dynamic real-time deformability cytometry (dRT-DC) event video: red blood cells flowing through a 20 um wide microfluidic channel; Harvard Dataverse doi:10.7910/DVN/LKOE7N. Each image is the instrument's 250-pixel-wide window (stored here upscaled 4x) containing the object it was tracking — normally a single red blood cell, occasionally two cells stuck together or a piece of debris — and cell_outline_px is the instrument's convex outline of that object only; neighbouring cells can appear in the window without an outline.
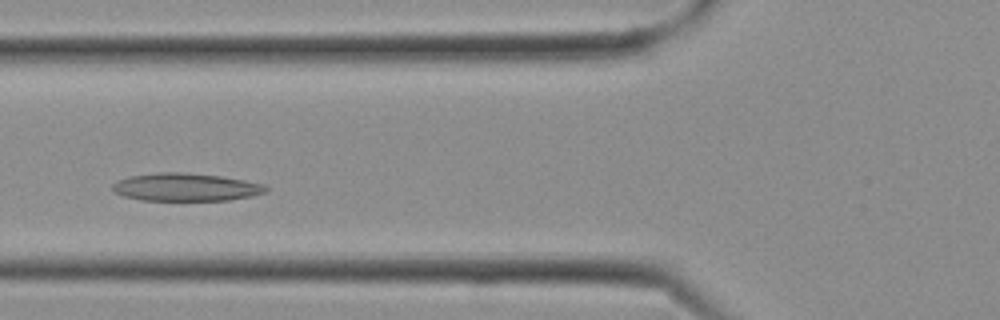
{"species": "Egyptian fruit bat (a non-hibernating species)", "species_latin": "Rousettus aegyptiacus", "temperature_condition": "cold", "stored_images_in_passage": 10, "camera_frame_rate_fps": 3000, "um_per_image_px": 0.085, "frame": {"image": 1, "passage_image": 7, "time_ms": 2.0, "image_size_px": [1000, 320], "cell_outline_px": [[268, 192], [252, 196], [228, 200], [140, 200], [124, 196], [112, 192], [112, 184], [116, 180], [128, 176], [156, 172], [184, 172], [220, 176], [244, 180], [264, 184], [268, 188]], "centroid_in_image_um": [15.76, 15.9], "position_along_channel_um": 110.0, "area_um2": 25.14}}
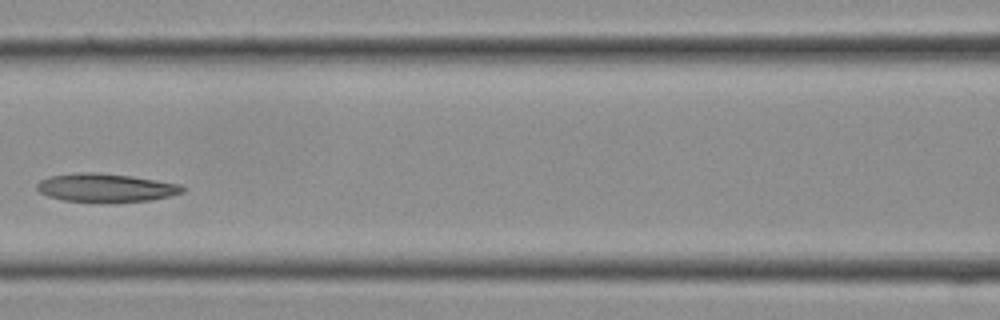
{"frame": {"image": 2, "passage_image": 9, "time_ms": 2.667, "image_size_px": [1000, 320], "cell_outline_px": [[184, 192], [152, 200], [112, 204], [108, 204], [64, 200], [48, 196], [40, 192], [36, 188], [36, 184], [40, 180], [52, 176], [80, 172], [100, 172], [132, 176], [180, 184], [184, 188]], "centroid_in_image_um": [9.0, 15.98], "position_along_channel_um": 157.6, "area_um2": 24.62}}